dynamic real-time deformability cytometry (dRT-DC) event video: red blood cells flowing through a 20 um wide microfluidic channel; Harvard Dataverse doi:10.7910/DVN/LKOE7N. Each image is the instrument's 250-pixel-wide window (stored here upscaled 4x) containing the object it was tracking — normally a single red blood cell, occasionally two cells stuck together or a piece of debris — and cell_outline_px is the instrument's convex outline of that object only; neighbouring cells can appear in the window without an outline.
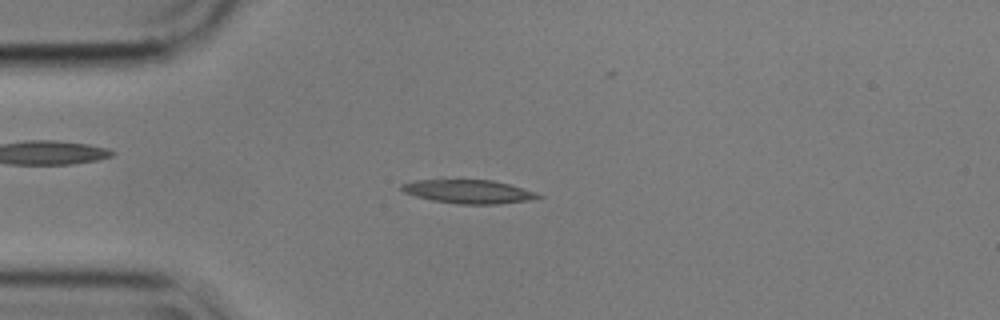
{"species": "common noctule bat (a hibernating species)", "species_latin": "Nyctalus noctula", "temperature_condition": "cold", "stored_images_in_passage": 3, "camera_frame_rate_fps": 3000, "um_per_image_px": 0.085, "animal": {"sex": "male", "body_mass_g": 17.9}, "frame": {"image": 1, "passage_image": 3, "time_ms": 0.667, "image_size_px": [1000, 320], "cell_outline_px": [[544, 196], [528, 200], [500, 204], [460, 204], [432, 200], [416, 196], [404, 192], [400, 188], [400, 184], [416, 180], [492, 180], [508, 184], [536, 192]], "centroid_in_image_um": [39.82, 16.29], "position_along_channel_um": 45.2, "area_um2": 18.61}}